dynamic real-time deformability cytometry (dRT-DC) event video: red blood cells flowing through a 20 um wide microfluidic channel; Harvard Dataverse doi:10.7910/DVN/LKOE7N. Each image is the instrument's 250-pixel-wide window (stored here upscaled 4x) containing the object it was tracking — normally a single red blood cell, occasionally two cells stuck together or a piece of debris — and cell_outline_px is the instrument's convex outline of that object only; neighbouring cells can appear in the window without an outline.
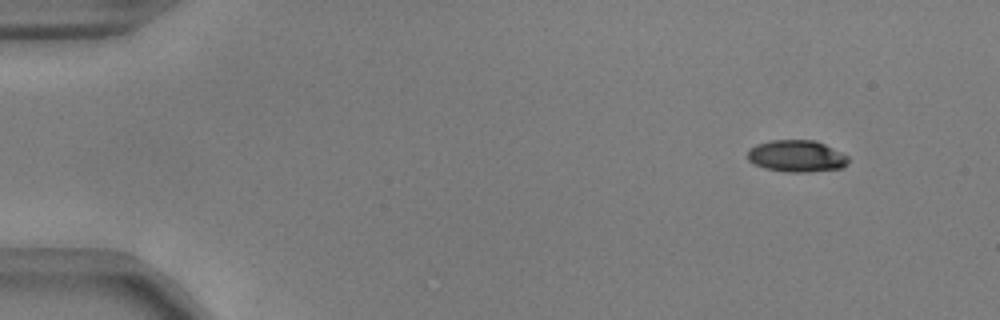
{"species": "common noctule bat (a hibernating species)", "species_latin": "Nyctalus noctula", "temperature_condition": "warm", "stored_images_in_passage": 51, "camera_frame_rate_fps": 3000, "um_per_image_px": 0.085, "animal": {"sex": "male", "body_mass_g": 17.9, "forearm_length_mm": 54.2}, "frame": {"image": 1, "passage_image": 2, "time_ms": 0.333, "image_size_px": [1000, 320], "cell_outline_px": [[848, 160], [840, 168], [808, 172], [788, 172], [764, 168], [748, 160], [748, 148], [756, 144], [772, 140], [816, 140], [848, 156]], "centroid_in_image_um": [67.67, 13.26], "position_along_channel_um": 17.3, "area_um2": 18.5}}
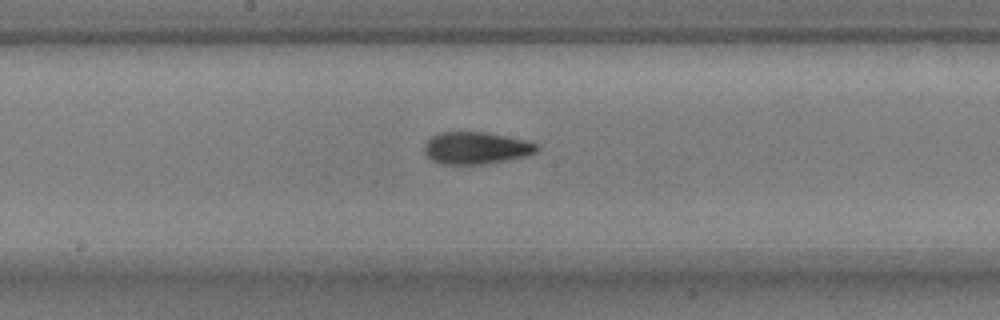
{"frame": {"image": 2, "passage_image": 26, "time_ms": 8.333, "image_size_px": [1000, 320], "cell_outline_px": [[540, 148], [536, 152], [528, 156], [484, 164], [440, 164], [432, 160], [424, 152], [424, 144], [432, 136], [440, 132], [484, 132], [524, 140], [540, 144]], "centroid_in_image_um": [40.48, 12.58], "position_along_channel_um": 207.7, "area_um2": 21.1}}
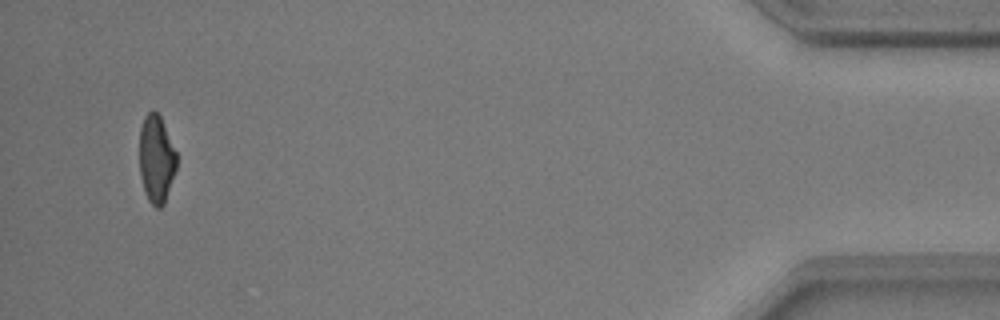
{"frame": {"image": 3, "passage_image": 49, "time_ms": 16.0, "image_size_px": [1000, 320], "cell_outline_px": [[176, 168], [164, 204], [160, 208], [156, 208], [148, 200], [144, 192], [140, 176], [140, 128], [144, 116], [148, 112], [156, 112], [160, 116], [176, 152]], "centroid_in_image_um": [13.27, 13.54], "position_along_channel_um": 421.9, "area_um2": 18.79}, "authors_computed_cell_mechanics": {"area_um2": 20.5768, "velocity_mm_per_s": 3.7438, "shape_relaxation_time_tau1_ms": 5.5846, "shape_relaxation_time_tau2_ms": 1.7575, "deformation_change_tau1": 0.1848, "deformation_change_tau2": 0.0782}}